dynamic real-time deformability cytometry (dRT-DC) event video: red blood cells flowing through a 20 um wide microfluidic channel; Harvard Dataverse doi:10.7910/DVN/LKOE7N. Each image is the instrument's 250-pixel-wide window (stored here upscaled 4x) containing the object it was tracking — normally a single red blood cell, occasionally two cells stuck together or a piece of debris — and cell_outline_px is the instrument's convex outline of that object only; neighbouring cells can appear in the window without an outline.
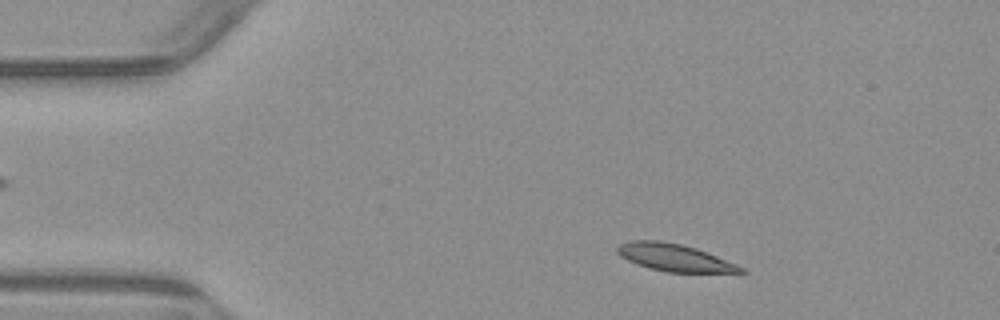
{"species": "common noctule bat (a hibernating species)", "species_latin": "Nyctalus noctula", "temperature_condition": "warm", "stored_images_in_passage": 6, "camera_frame_rate_fps": 3000, "um_per_image_px": 0.085, "animal": {"sex": "male", "body_mass_g": 23.1, "forearm_length_mm": 52.7}, "frame": {"image": 1, "passage_image": 1, "time_ms": 0.0, "image_size_px": [1000, 320], "cell_outline_px": [[748, 272], [668, 272], [648, 268], [636, 264], [620, 256], [616, 252], [616, 248], [620, 244], [628, 240], [660, 240], [680, 244], [696, 248], [736, 264], [744, 268]], "centroid_in_image_um": [57.27, 21.88], "position_along_channel_um": 27.7, "area_um2": 19.54}}
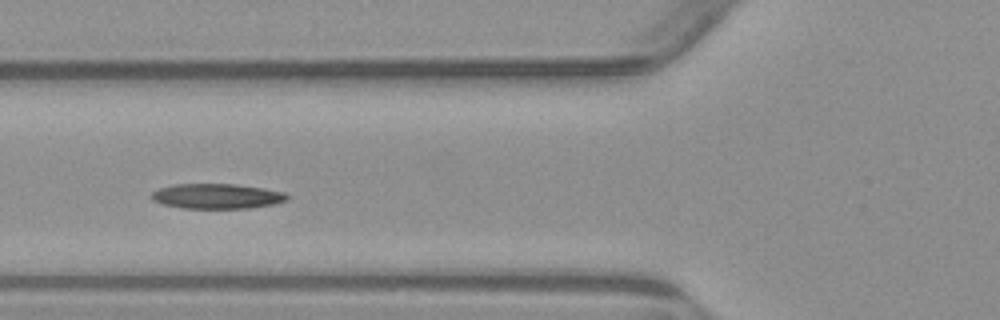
{"frame": {"image": 2, "passage_image": 4, "time_ms": 3.667, "image_size_px": [1000, 320], "cell_outline_px": [[288, 200], [272, 204], [248, 208], [180, 208], [164, 204], [152, 200], [148, 196], [152, 192], [160, 188], [172, 184], [236, 184], [264, 188], [284, 192], [288, 196]], "centroid_in_image_um": [18.4, 16.67], "position_along_channel_um": 107.4, "area_um2": 19.83}}
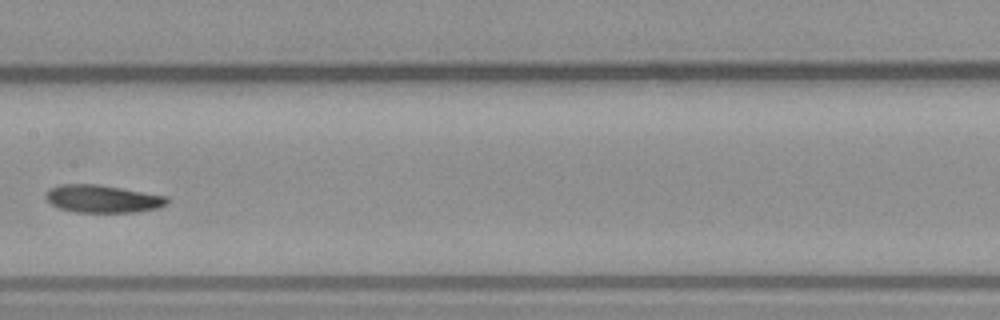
{"frame": {"image": 3, "passage_image": 6, "time_ms": 6.0, "image_size_px": [1000, 320], "cell_outline_px": [[168, 204], [160, 208], [136, 212], [72, 212], [60, 208], [52, 204], [44, 196], [48, 188], [60, 184], [96, 184], [168, 196]], "centroid_in_image_um": [8.72, 16.9], "position_along_channel_um": 198.7, "area_um2": 19.65}}